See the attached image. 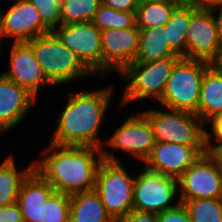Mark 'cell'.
<instances>
[{
	"label": "cell",
	"mask_w": 222,
	"mask_h": 222,
	"mask_svg": "<svg viewBox=\"0 0 222 222\" xmlns=\"http://www.w3.org/2000/svg\"><path fill=\"white\" fill-rule=\"evenodd\" d=\"M99 88V89H98ZM94 90H73L58 117L50 142L61 146H91L102 149V125L115 93L113 84ZM100 132V133H99ZM104 140V141H103Z\"/></svg>",
	"instance_id": "6da1fadb"
},
{
	"label": "cell",
	"mask_w": 222,
	"mask_h": 222,
	"mask_svg": "<svg viewBox=\"0 0 222 222\" xmlns=\"http://www.w3.org/2000/svg\"><path fill=\"white\" fill-rule=\"evenodd\" d=\"M34 159V169L56 192L72 195L95 189L102 150L91 146H61L51 142Z\"/></svg>",
	"instance_id": "7a4b0ae2"
},
{
	"label": "cell",
	"mask_w": 222,
	"mask_h": 222,
	"mask_svg": "<svg viewBox=\"0 0 222 222\" xmlns=\"http://www.w3.org/2000/svg\"><path fill=\"white\" fill-rule=\"evenodd\" d=\"M180 58L169 57L151 62H132L127 65L117 76L120 75L119 79L122 78V84H125L118 109L121 110L125 106L127 108L133 102L145 101L148 98L158 103L173 67Z\"/></svg>",
	"instance_id": "3957f363"
},
{
	"label": "cell",
	"mask_w": 222,
	"mask_h": 222,
	"mask_svg": "<svg viewBox=\"0 0 222 222\" xmlns=\"http://www.w3.org/2000/svg\"><path fill=\"white\" fill-rule=\"evenodd\" d=\"M26 43L32 48L43 73L55 87L65 86L71 82L76 83L75 81L79 79L95 77L79 57L63 45L53 32L32 38Z\"/></svg>",
	"instance_id": "277c9868"
},
{
	"label": "cell",
	"mask_w": 222,
	"mask_h": 222,
	"mask_svg": "<svg viewBox=\"0 0 222 222\" xmlns=\"http://www.w3.org/2000/svg\"><path fill=\"white\" fill-rule=\"evenodd\" d=\"M211 63L181 57L168 78L159 106L185 111L198 116L202 79Z\"/></svg>",
	"instance_id": "5b68a950"
},
{
	"label": "cell",
	"mask_w": 222,
	"mask_h": 222,
	"mask_svg": "<svg viewBox=\"0 0 222 222\" xmlns=\"http://www.w3.org/2000/svg\"><path fill=\"white\" fill-rule=\"evenodd\" d=\"M126 117L112 135L106 137L101 149L103 159L122 162V159L114 154L115 151H120L143 164L155 145L152 126L141 111L132 112Z\"/></svg>",
	"instance_id": "8992f818"
},
{
	"label": "cell",
	"mask_w": 222,
	"mask_h": 222,
	"mask_svg": "<svg viewBox=\"0 0 222 222\" xmlns=\"http://www.w3.org/2000/svg\"><path fill=\"white\" fill-rule=\"evenodd\" d=\"M141 112L152 126L155 142L206 146V124L196 114L161 106Z\"/></svg>",
	"instance_id": "52a82bcc"
},
{
	"label": "cell",
	"mask_w": 222,
	"mask_h": 222,
	"mask_svg": "<svg viewBox=\"0 0 222 222\" xmlns=\"http://www.w3.org/2000/svg\"><path fill=\"white\" fill-rule=\"evenodd\" d=\"M103 159L96 174L95 191L106 211L116 222L133 209L135 175L132 177L125 163Z\"/></svg>",
	"instance_id": "ba28073f"
},
{
	"label": "cell",
	"mask_w": 222,
	"mask_h": 222,
	"mask_svg": "<svg viewBox=\"0 0 222 222\" xmlns=\"http://www.w3.org/2000/svg\"><path fill=\"white\" fill-rule=\"evenodd\" d=\"M135 175L133 209L161 213L179 203L177 178L146 169L143 165Z\"/></svg>",
	"instance_id": "9c48e42d"
},
{
	"label": "cell",
	"mask_w": 222,
	"mask_h": 222,
	"mask_svg": "<svg viewBox=\"0 0 222 222\" xmlns=\"http://www.w3.org/2000/svg\"><path fill=\"white\" fill-rule=\"evenodd\" d=\"M53 33L100 81L104 80L101 31L92 21L61 24Z\"/></svg>",
	"instance_id": "30bf717a"
},
{
	"label": "cell",
	"mask_w": 222,
	"mask_h": 222,
	"mask_svg": "<svg viewBox=\"0 0 222 222\" xmlns=\"http://www.w3.org/2000/svg\"><path fill=\"white\" fill-rule=\"evenodd\" d=\"M180 203L192 199L222 198V178L217 160L201 155L178 179Z\"/></svg>",
	"instance_id": "8fae6325"
},
{
	"label": "cell",
	"mask_w": 222,
	"mask_h": 222,
	"mask_svg": "<svg viewBox=\"0 0 222 222\" xmlns=\"http://www.w3.org/2000/svg\"><path fill=\"white\" fill-rule=\"evenodd\" d=\"M187 50L184 58L211 63L222 48L214 12L190 3V26L186 35Z\"/></svg>",
	"instance_id": "7c38bea8"
},
{
	"label": "cell",
	"mask_w": 222,
	"mask_h": 222,
	"mask_svg": "<svg viewBox=\"0 0 222 222\" xmlns=\"http://www.w3.org/2000/svg\"><path fill=\"white\" fill-rule=\"evenodd\" d=\"M13 2V3H12ZM0 8V30L13 43L28 42L50 31L43 25L38 9L29 1H11Z\"/></svg>",
	"instance_id": "4fadbf2b"
},
{
	"label": "cell",
	"mask_w": 222,
	"mask_h": 222,
	"mask_svg": "<svg viewBox=\"0 0 222 222\" xmlns=\"http://www.w3.org/2000/svg\"><path fill=\"white\" fill-rule=\"evenodd\" d=\"M140 29H106L101 31L103 50V79L110 74L117 75L130 63L134 62L139 45Z\"/></svg>",
	"instance_id": "5bb4252c"
},
{
	"label": "cell",
	"mask_w": 222,
	"mask_h": 222,
	"mask_svg": "<svg viewBox=\"0 0 222 222\" xmlns=\"http://www.w3.org/2000/svg\"><path fill=\"white\" fill-rule=\"evenodd\" d=\"M9 47V67L1 72L5 77L27 89L37 99L43 88L55 87L43 73L32 48L26 42H12Z\"/></svg>",
	"instance_id": "9a60e30c"
},
{
	"label": "cell",
	"mask_w": 222,
	"mask_h": 222,
	"mask_svg": "<svg viewBox=\"0 0 222 222\" xmlns=\"http://www.w3.org/2000/svg\"><path fill=\"white\" fill-rule=\"evenodd\" d=\"M206 153V146L155 142L143 166L150 171L178 179L201 155Z\"/></svg>",
	"instance_id": "2e32d148"
},
{
	"label": "cell",
	"mask_w": 222,
	"mask_h": 222,
	"mask_svg": "<svg viewBox=\"0 0 222 222\" xmlns=\"http://www.w3.org/2000/svg\"><path fill=\"white\" fill-rule=\"evenodd\" d=\"M38 99L0 72V138L21 127ZM35 104V105H34ZM21 123V124H20Z\"/></svg>",
	"instance_id": "e0dca14e"
},
{
	"label": "cell",
	"mask_w": 222,
	"mask_h": 222,
	"mask_svg": "<svg viewBox=\"0 0 222 222\" xmlns=\"http://www.w3.org/2000/svg\"><path fill=\"white\" fill-rule=\"evenodd\" d=\"M55 192L36 169H33L22 182L17 204L24 222H42V207Z\"/></svg>",
	"instance_id": "ac0fdd59"
},
{
	"label": "cell",
	"mask_w": 222,
	"mask_h": 222,
	"mask_svg": "<svg viewBox=\"0 0 222 222\" xmlns=\"http://www.w3.org/2000/svg\"><path fill=\"white\" fill-rule=\"evenodd\" d=\"M222 115V74L211 65L205 70L198 104V117L205 123Z\"/></svg>",
	"instance_id": "d6986e66"
},
{
	"label": "cell",
	"mask_w": 222,
	"mask_h": 222,
	"mask_svg": "<svg viewBox=\"0 0 222 222\" xmlns=\"http://www.w3.org/2000/svg\"><path fill=\"white\" fill-rule=\"evenodd\" d=\"M69 222H115L95 190L70 195Z\"/></svg>",
	"instance_id": "ffe728a7"
},
{
	"label": "cell",
	"mask_w": 222,
	"mask_h": 222,
	"mask_svg": "<svg viewBox=\"0 0 222 222\" xmlns=\"http://www.w3.org/2000/svg\"><path fill=\"white\" fill-rule=\"evenodd\" d=\"M0 163V206H5L17 202L22 182L34 169V160L19 169L15 155L9 153Z\"/></svg>",
	"instance_id": "44dd1931"
},
{
	"label": "cell",
	"mask_w": 222,
	"mask_h": 222,
	"mask_svg": "<svg viewBox=\"0 0 222 222\" xmlns=\"http://www.w3.org/2000/svg\"><path fill=\"white\" fill-rule=\"evenodd\" d=\"M165 26L140 29L137 56L134 62H151L169 57H179L170 48Z\"/></svg>",
	"instance_id": "7402d4cb"
},
{
	"label": "cell",
	"mask_w": 222,
	"mask_h": 222,
	"mask_svg": "<svg viewBox=\"0 0 222 222\" xmlns=\"http://www.w3.org/2000/svg\"><path fill=\"white\" fill-rule=\"evenodd\" d=\"M190 26V3L180 4L165 24L167 41L171 50L179 57L186 56V35Z\"/></svg>",
	"instance_id": "603a6c76"
},
{
	"label": "cell",
	"mask_w": 222,
	"mask_h": 222,
	"mask_svg": "<svg viewBox=\"0 0 222 222\" xmlns=\"http://www.w3.org/2000/svg\"><path fill=\"white\" fill-rule=\"evenodd\" d=\"M179 5L175 0H152L140 5L136 9V26L139 29L165 26Z\"/></svg>",
	"instance_id": "cb8c5ba5"
},
{
	"label": "cell",
	"mask_w": 222,
	"mask_h": 222,
	"mask_svg": "<svg viewBox=\"0 0 222 222\" xmlns=\"http://www.w3.org/2000/svg\"><path fill=\"white\" fill-rule=\"evenodd\" d=\"M91 21L100 31L131 28L136 25V12L118 11L101 3Z\"/></svg>",
	"instance_id": "d4e9b609"
},
{
	"label": "cell",
	"mask_w": 222,
	"mask_h": 222,
	"mask_svg": "<svg viewBox=\"0 0 222 222\" xmlns=\"http://www.w3.org/2000/svg\"><path fill=\"white\" fill-rule=\"evenodd\" d=\"M100 4L101 0H62L61 22L72 24L91 21Z\"/></svg>",
	"instance_id": "484cf974"
},
{
	"label": "cell",
	"mask_w": 222,
	"mask_h": 222,
	"mask_svg": "<svg viewBox=\"0 0 222 222\" xmlns=\"http://www.w3.org/2000/svg\"><path fill=\"white\" fill-rule=\"evenodd\" d=\"M183 205L191 222H222V198L186 200Z\"/></svg>",
	"instance_id": "4316f807"
},
{
	"label": "cell",
	"mask_w": 222,
	"mask_h": 222,
	"mask_svg": "<svg viewBox=\"0 0 222 222\" xmlns=\"http://www.w3.org/2000/svg\"><path fill=\"white\" fill-rule=\"evenodd\" d=\"M70 195L54 192L42 207V222H69Z\"/></svg>",
	"instance_id": "83f0119b"
},
{
	"label": "cell",
	"mask_w": 222,
	"mask_h": 222,
	"mask_svg": "<svg viewBox=\"0 0 222 222\" xmlns=\"http://www.w3.org/2000/svg\"><path fill=\"white\" fill-rule=\"evenodd\" d=\"M38 9L43 25L53 32L61 22L62 0H30Z\"/></svg>",
	"instance_id": "f1b7e54d"
},
{
	"label": "cell",
	"mask_w": 222,
	"mask_h": 222,
	"mask_svg": "<svg viewBox=\"0 0 222 222\" xmlns=\"http://www.w3.org/2000/svg\"><path fill=\"white\" fill-rule=\"evenodd\" d=\"M220 146H222V115L206 124L207 153L212 154Z\"/></svg>",
	"instance_id": "f546056e"
},
{
	"label": "cell",
	"mask_w": 222,
	"mask_h": 222,
	"mask_svg": "<svg viewBox=\"0 0 222 222\" xmlns=\"http://www.w3.org/2000/svg\"><path fill=\"white\" fill-rule=\"evenodd\" d=\"M158 222H191V218L183 203H179L175 208L158 213Z\"/></svg>",
	"instance_id": "4dcf8cb0"
},
{
	"label": "cell",
	"mask_w": 222,
	"mask_h": 222,
	"mask_svg": "<svg viewBox=\"0 0 222 222\" xmlns=\"http://www.w3.org/2000/svg\"><path fill=\"white\" fill-rule=\"evenodd\" d=\"M116 222H158V214L132 209Z\"/></svg>",
	"instance_id": "1f68e13d"
},
{
	"label": "cell",
	"mask_w": 222,
	"mask_h": 222,
	"mask_svg": "<svg viewBox=\"0 0 222 222\" xmlns=\"http://www.w3.org/2000/svg\"><path fill=\"white\" fill-rule=\"evenodd\" d=\"M0 222H24L17 202L0 206Z\"/></svg>",
	"instance_id": "d6a6232c"
},
{
	"label": "cell",
	"mask_w": 222,
	"mask_h": 222,
	"mask_svg": "<svg viewBox=\"0 0 222 222\" xmlns=\"http://www.w3.org/2000/svg\"><path fill=\"white\" fill-rule=\"evenodd\" d=\"M101 3L118 11L136 12L138 7L134 0H101Z\"/></svg>",
	"instance_id": "836d02e7"
},
{
	"label": "cell",
	"mask_w": 222,
	"mask_h": 222,
	"mask_svg": "<svg viewBox=\"0 0 222 222\" xmlns=\"http://www.w3.org/2000/svg\"><path fill=\"white\" fill-rule=\"evenodd\" d=\"M210 9L214 12L215 21L217 24L218 36H219L220 43L222 45V5H218Z\"/></svg>",
	"instance_id": "e575fe53"
},
{
	"label": "cell",
	"mask_w": 222,
	"mask_h": 222,
	"mask_svg": "<svg viewBox=\"0 0 222 222\" xmlns=\"http://www.w3.org/2000/svg\"><path fill=\"white\" fill-rule=\"evenodd\" d=\"M192 3L199 8H212L222 5V0H192Z\"/></svg>",
	"instance_id": "d590c367"
},
{
	"label": "cell",
	"mask_w": 222,
	"mask_h": 222,
	"mask_svg": "<svg viewBox=\"0 0 222 222\" xmlns=\"http://www.w3.org/2000/svg\"><path fill=\"white\" fill-rule=\"evenodd\" d=\"M211 66L222 74V48L218 51L217 57L211 62Z\"/></svg>",
	"instance_id": "8d00e7d4"
},
{
	"label": "cell",
	"mask_w": 222,
	"mask_h": 222,
	"mask_svg": "<svg viewBox=\"0 0 222 222\" xmlns=\"http://www.w3.org/2000/svg\"><path fill=\"white\" fill-rule=\"evenodd\" d=\"M211 155L217 160L218 165H222V146L218 147Z\"/></svg>",
	"instance_id": "74e56055"
},
{
	"label": "cell",
	"mask_w": 222,
	"mask_h": 222,
	"mask_svg": "<svg viewBox=\"0 0 222 222\" xmlns=\"http://www.w3.org/2000/svg\"><path fill=\"white\" fill-rule=\"evenodd\" d=\"M7 39H4L3 38V34H2V32H1V30H0V57H1V55H2V53L4 54V52H2V51H4V41L5 42H8V41H6Z\"/></svg>",
	"instance_id": "f35d334b"
},
{
	"label": "cell",
	"mask_w": 222,
	"mask_h": 222,
	"mask_svg": "<svg viewBox=\"0 0 222 222\" xmlns=\"http://www.w3.org/2000/svg\"><path fill=\"white\" fill-rule=\"evenodd\" d=\"M134 1H135L137 6H140V5H143V4H146V3L150 2L152 0H134Z\"/></svg>",
	"instance_id": "ab89813d"
},
{
	"label": "cell",
	"mask_w": 222,
	"mask_h": 222,
	"mask_svg": "<svg viewBox=\"0 0 222 222\" xmlns=\"http://www.w3.org/2000/svg\"><path fill=\"white\" fill-rule=\"evenodd\" d=\"M179 2L180 4H187V3H192V0H175Z\"/></svg>",
	"instance_id": "60d3db41"
},
{
	"label": "cell",
	"mask_w": 222,
	"mask_h": 222,
	"mask_svg": "<svg viewBox=\"0 0 222 222\" xmlns=\"http://www.w3.org/2000/svg\"><path fill=\"white\" fill-rule=\"evenodd\" d=\"M10 1V0H8ZM11 1H24V2H29L30 0H11Z\"/></svg>",
	"instance_id": "b9f144b4"
},
{
	"label": "cell",
	"mask_w": 222,
	"mask_h": 222,
	"mask_svg": "<svg viewBox=\"0 0 222 222\" xmlns=\"http://www.w3.org/2000/svg\"><path fill=\"white\" fill-rule=\"evenodd\" d=\"M220 172H221V178H222V165H219Z\"/></svg>",
	"instance_id": "7bdbcfd3"
}]
</instances>
